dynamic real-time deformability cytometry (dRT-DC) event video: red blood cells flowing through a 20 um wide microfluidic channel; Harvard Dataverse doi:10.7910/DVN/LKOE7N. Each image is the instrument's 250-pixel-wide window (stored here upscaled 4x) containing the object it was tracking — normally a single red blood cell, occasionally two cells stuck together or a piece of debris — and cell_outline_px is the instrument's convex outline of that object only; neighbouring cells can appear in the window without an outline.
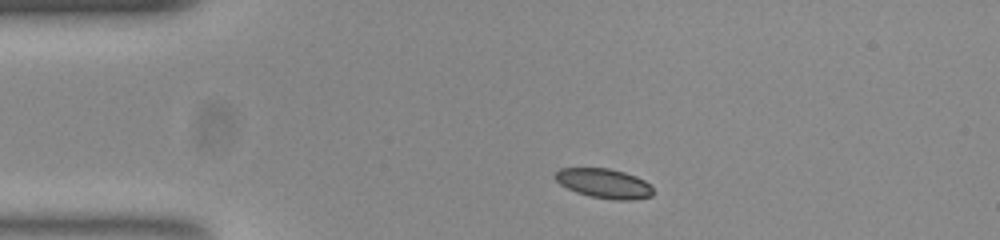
{"species": "common noctule bat (a hibernating species)", "species_latin": "Nyctalus noctula", "temperature_condition": "room temperature", "stored_images_in_passage": 43, "camera_frame_rate_fps": 3000, "um_per_image_px": 0.085, "animal": {"sex": "female", "body_mass_g": 23.0, "forearm_length_mm": 53.4}, "frame": {"image": 1, "passage_image": 1, "time_ms": 0.0, "image_size_px": [1000, 240], "cell_outline_px": [[652, 196], [632, 200], [616, 200], [588, 196], [576, 192], [560, 184], [556, 180], [556, 172], [560, 168], [608, 168], [624, 172], [636, 176], [644, 180], [652, 188]], "centroid_in_image_um": [51.35, 15.59], "position_along_channel_um": 33.7, "area_um2": 16.76}}
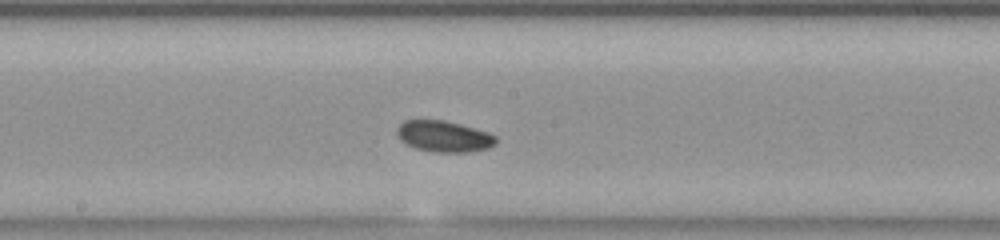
{"frame": {"image": 2, "passage_image": 18, "time_ms": 5.667, "image_size_px": [1000, 240], "cell_outline_px": [[496, 144], [488, 148], [468, 152], [432, 152], [416, 148], [400, 140], [396, 132], [396, 128], [404, 120], [444, 120], [460, 124], [488, 132], [496, 136]], "centroid_in_image_um": [37.72, 11.59], "position_along_channel_um": 210.5, "area_um2": 17.98}}
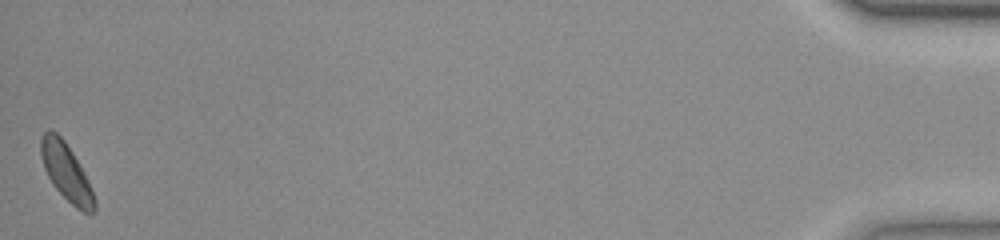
{"frame": {"image": 3, "passage_image": 43, "time_ms": 14.0, "image_size_px": [1000, 240], "cell_outline_px": [[96, 208], [92, 212], [84, 212], [76, 208], [52, 184], [44, 168], [40, 156], [40, 136], [48, 128], [56, 132], [64, 140], [72, 152], [84, 172], [92, 188], [96, 200]], "centroid_in_image_um": [5.61, 14.6], "position_along_channel_um": 429.6, "area_um2": 17.8}, "authors_computed_cell_mechanics": {"area_um2": 17.5134, "velocity_mm_per_s": 3.8368, "shape_relaxation_time_tau1_ms": 3.5663, "shape_relaxation_time_tau2_ms": null, "deformation_change_tau1": 0.084, "deformation_change_tau2": null}}